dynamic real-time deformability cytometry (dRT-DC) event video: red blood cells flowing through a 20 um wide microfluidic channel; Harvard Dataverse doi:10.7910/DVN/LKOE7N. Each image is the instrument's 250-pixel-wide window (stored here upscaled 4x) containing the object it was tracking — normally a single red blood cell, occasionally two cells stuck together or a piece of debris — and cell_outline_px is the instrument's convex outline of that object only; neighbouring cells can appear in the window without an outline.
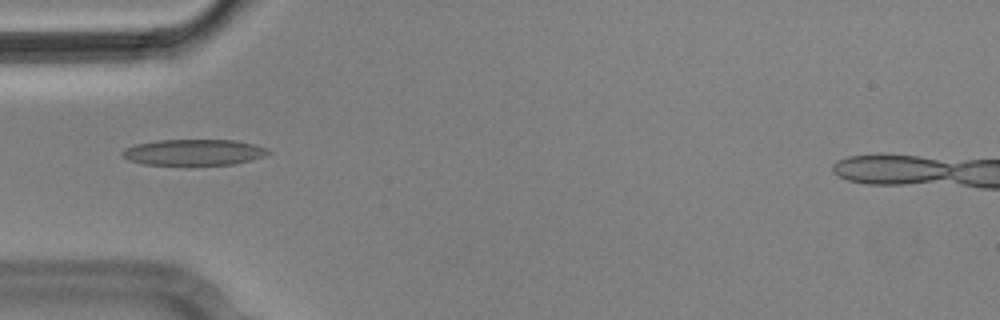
{"species": "Egyptian fruit bat (a non-hibernating species)", "species_latin": "Rousettus aegyptiacus", "temperature_condition": "cold", "stored_images_in_passage": 7, "camera_frame_rate_fps": 3000, "um_per_image_px": 0.085, "animal": {"sex": "male"}, "frame": {"image": 1, "passage_image": 4, "time_ms": 1.0, "image_size_px": [1000, 320], "cell_outline_px": [[272, 152], [264, 156], [236, 164], [144, 164], [128, 160], [120, 152], [124, 148], [136, 144], [156, 140], [236, 140], [268, 148]], "centroid_in_image_um": [16.48, 12.93], "position_along_channel_um": 68.5, "area_um2": 21.96}}
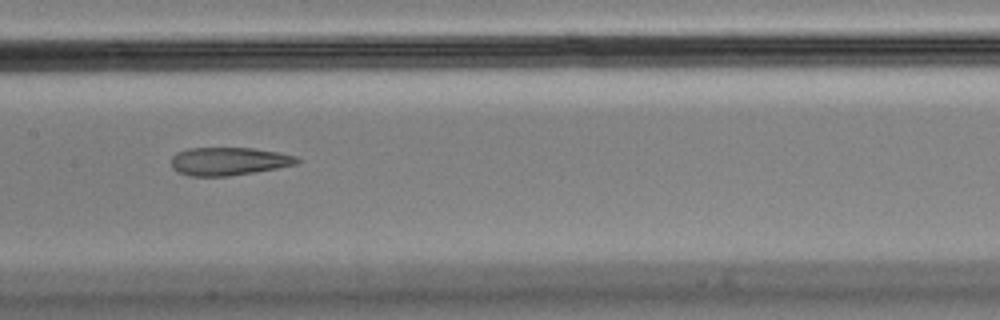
{"frame": {"image": 2, "passage_image": 7, "time_ms": 2.0, "image_size_px": [1000, 320], "cell_outline_px": [[300, 160], [296, 164], [276, 168], [228, 176], [192, 176], [176, 172], [172, 168], [172, 156], [176, 152], [188, 148], [252, 148], [280, 152], [296, 156]], "centroid_in_image_um": [19.41, 13.7], "position_along_channel_um": 188.0, "area_um2": 20.52}}